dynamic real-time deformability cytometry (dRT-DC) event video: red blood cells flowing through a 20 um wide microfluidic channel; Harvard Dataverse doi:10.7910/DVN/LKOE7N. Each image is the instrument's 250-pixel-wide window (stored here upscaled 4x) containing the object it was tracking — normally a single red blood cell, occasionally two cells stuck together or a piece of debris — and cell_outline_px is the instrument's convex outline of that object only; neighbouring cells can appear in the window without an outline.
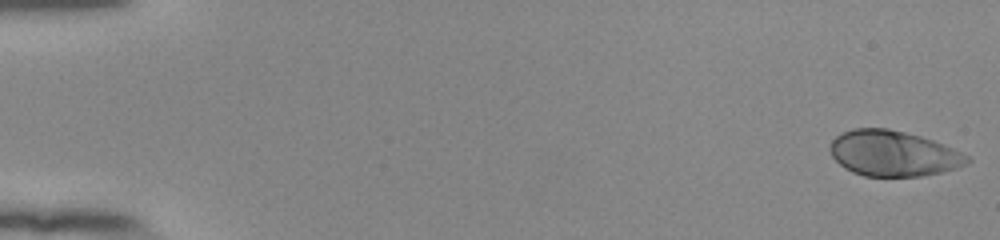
{"species": "human", "species_latin": "Homo sapiens", "temperature_condition": "room temperature", "stored_images_in_passage": 54, "camera_frame_rate_fps": 3000, "um_per_image_px": 0.085, "donor": {"sex": "female"}, "frame": {"image": 1, "passage_image": 1, "time_ms": 0.0, "image_size_px": [1000, 240], "cell_outline_px": [[972, 160], [968, 164], [956, 168], [940, 172], [920, 176], [864, 176], [852, 172], [844, 168], [832, 156], [828, 148], [832, 140], [840, 132], [852, 128], [888, 128], [920, 136], [932, 140], [952, 148], [968, 156]], "centroid_in_image_um": [75.89, 13.04], "position_along_channel_um": 9.1, "area_um2": 36.41}}
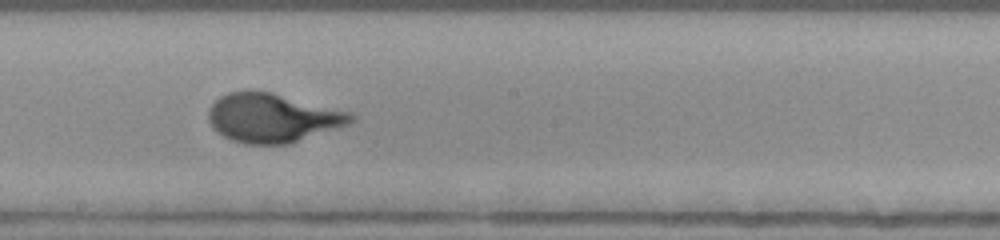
{"frame": {"image": 2, "passage_image": 31, "time_ms": 10.0, "image_size_px": [1000, 240], "cell_outline_px": [[356, 120], [348, 124], [288, 144], [244, 144], [232, 140], [224, 136], [212, 128], [208, 120], [208, 108], [220, 96], [228, 92], [248, 88], [272, 92], [352, 112], [356, 116]], "centroid_in_image_um": [23.14, 9.99], "position_along_channel_um": 225.1, "area_um2": 41.1}}
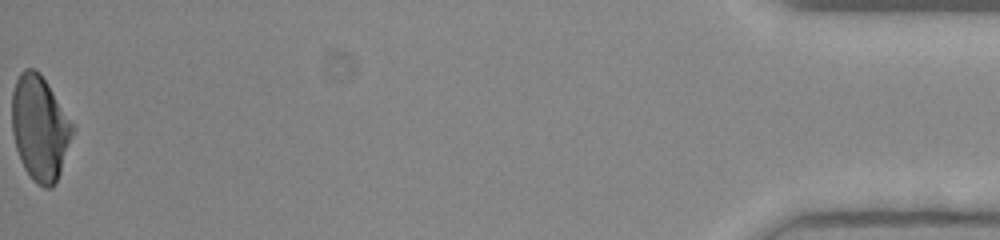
{"frame": {"image": 3, "passage_image": 54, "time_ms": 17.667, "image_size_px": [1000, 240], "cell_outline_px": [[76, 128], [56, 184], [52, 188], [44, 188], [36, 184], [32, 180], [24, 168], [20, 160], [16, 148], [12, 132], [12, 92], [16, 80], [20, 72], [24, 68], [36, 68], [40, 72], [48, 84]], "centroid_in_image_um": [3.39, 10.89], "position_along_channel_um": 431.8, "area_um2": 37.51}}